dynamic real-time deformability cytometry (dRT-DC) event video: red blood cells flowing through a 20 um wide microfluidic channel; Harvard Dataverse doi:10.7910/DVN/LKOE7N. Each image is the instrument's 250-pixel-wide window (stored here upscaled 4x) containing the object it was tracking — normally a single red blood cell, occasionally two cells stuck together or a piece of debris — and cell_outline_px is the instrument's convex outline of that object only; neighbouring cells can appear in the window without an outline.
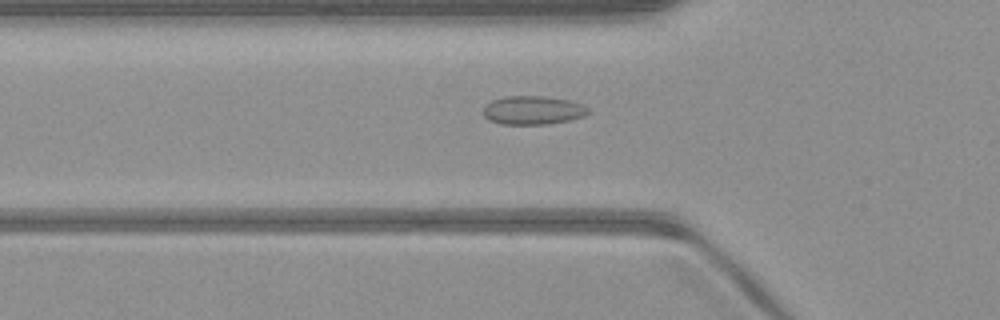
{"species": "common noctule bat (a hibernating species)", "species_latin": "Nyctalus noctula", "temperature_condition": "warm", "stored_images_in_passage": 31, "camera_frame_rate_fps": 3000, "um_per_image_px": 0.085, "animal": {"sex": "male", "body_mass_g": 23.1, "forearm_length_mm": 52.7}, "frame": {"image": 1, "passage_image": 3, "time_ms": 0.667, "image_size_px": [1000, 320], "cell_outline_px": [[588, 112], [584, 116], [568, 120], [548, 124], [500, 124], [488, 120], [484, 116], [484, 104], [492, 100], [504, 96], [544, 96], [568, 100], [580, 104], [588, 108]], "centroid_in_image_um": [45.24, 9.37], "position_along_channel_um": 80.6, "area_um2": 17.46}}
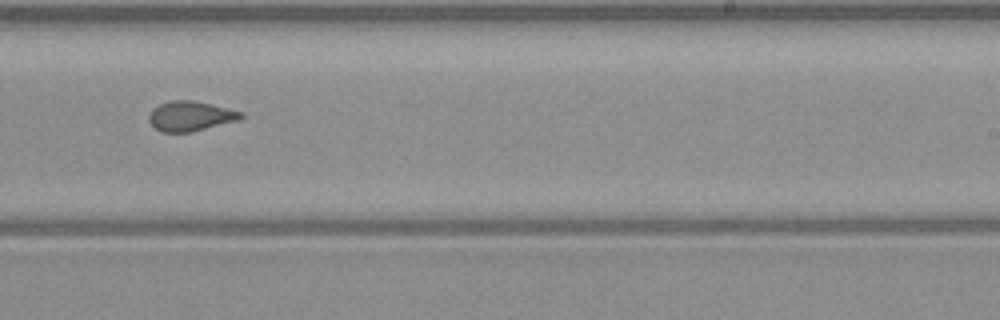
{"frame": {"image": 2, "passage_image": 17, "time_ms": 5.333, "image_size_px": [1000, 320], "cell_outline_px": [[244, 116], [240, 120], [192, 132], [160, 132], [148, 120], [148, 116], [152, 108], [160, 104], [172, 100], [192, 100], [244, 112]], "centroid_in_image_um": [16.2, 9.87], "position_along_channel_um": 272.8, "area_um2": 16.07}}
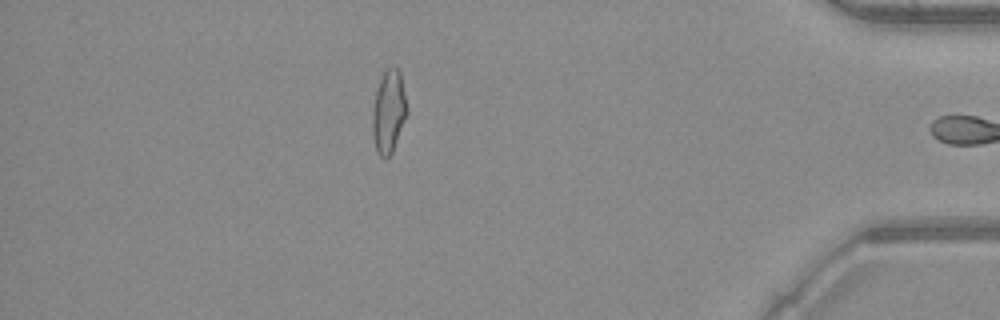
{"frame": {"image": 3, "passage_image": 30, "time_ms": 9.667, "image_size_px": [1000, 320], "cell_outline_px": [[408, 112], [392, 152], [384, 160], [376, 152], [372, 136], [372, 112], [376, 92], [380, 80], [384, 72], [388, 68], [400, 68], [408, 108]], "centroid_in_image_um": [33.04, 9.51], "position_along_channel_um": 402.2, "area_um2": 16.82}, "authors_computed_cell_mechanics": {"area_um2": 16.184, "velocity_mm_per_s": 4.103, "shape_relaxation_time_tau1_ms": null, "shape_relaxation_time_tau2_ms": 1.0553, "deformation_change_tau1": null, "deformation_change_tau2": 0.0451}}